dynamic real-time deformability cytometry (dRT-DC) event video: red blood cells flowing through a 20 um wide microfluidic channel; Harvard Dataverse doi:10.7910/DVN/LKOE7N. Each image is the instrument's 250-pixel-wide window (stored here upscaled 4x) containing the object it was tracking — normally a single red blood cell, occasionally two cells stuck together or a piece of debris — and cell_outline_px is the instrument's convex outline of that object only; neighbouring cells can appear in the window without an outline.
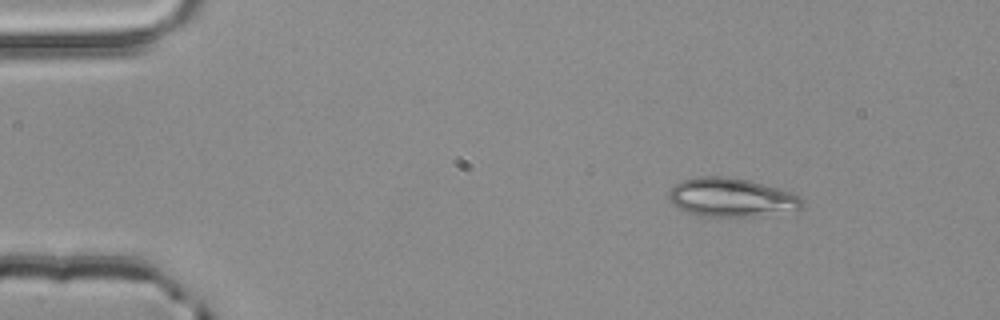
{"species": "common noctule bat (a hibernating species)", "species_latin": "Nyctalus noctula", "temperature_condition": "room temperature", "stored_images_in_passage": 2, "camera_frame_rate_fps": 3000, "um_per_image_px": 0.085, "animal": {"sex": "male", "body_mass_g": 20.4}, "frame": {"image": 1, "passage_image": 1, "time_ms": 0.0, "image_size_px": [1000, 320], "cell_outline_px": [[804, 208], [752, 216], [696, 216], [684, 212], [676, 208], [668, 200], [668, 192], [676, 184], [684, 180], [700, 176], [732, 176], [752, 180], [784, 188], [800, 196], [804, 200]], "centroid_in_image_um": [62.17, 16.76], "position_along_channel_um": 22.8, "area_um2": 30.69}}